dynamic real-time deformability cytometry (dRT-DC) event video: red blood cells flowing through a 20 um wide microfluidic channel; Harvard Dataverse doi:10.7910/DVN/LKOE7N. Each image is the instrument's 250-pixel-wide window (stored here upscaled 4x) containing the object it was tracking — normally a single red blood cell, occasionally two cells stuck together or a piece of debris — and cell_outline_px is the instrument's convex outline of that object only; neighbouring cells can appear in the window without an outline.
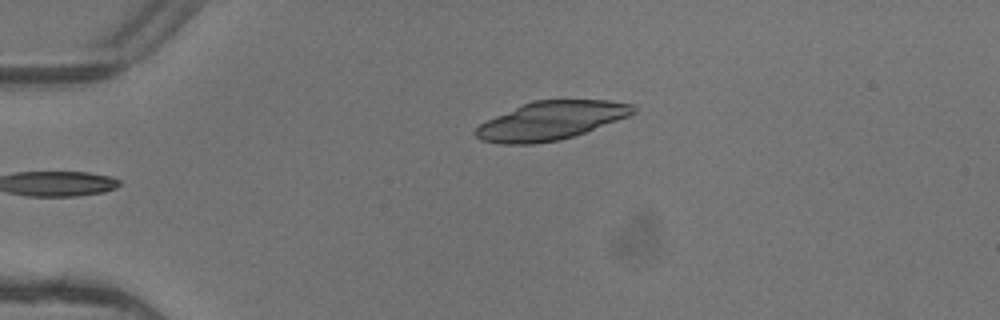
{"species": "common noctule bat (a hibernating species)", "species_latin": "Nyctalus noctula", "temperature_condition": "warm", "stored_images_in_passage": 3, "camera_frame_rate_fps": 3000, "um_per_image_px": 0.085, "animal": {"sex": "female"}, "frame": {"image": 1, "passage_image": 3, "time_ms": 0.667, "image_size_px": [1000, 320], "cell_outline_px": [[636, 112], [628, 116], [584, 132], [560, 140], [532, 144], [500, 144], [480, 140], [472, 132], [480, 124], [496, 116], [532, 100], [608, 100], [632, 104], [636, 108]], "centroid_in_image_um": [46.8, 10.26], "position_along_channel_um": 38.2, "area_um2": 34.97}}